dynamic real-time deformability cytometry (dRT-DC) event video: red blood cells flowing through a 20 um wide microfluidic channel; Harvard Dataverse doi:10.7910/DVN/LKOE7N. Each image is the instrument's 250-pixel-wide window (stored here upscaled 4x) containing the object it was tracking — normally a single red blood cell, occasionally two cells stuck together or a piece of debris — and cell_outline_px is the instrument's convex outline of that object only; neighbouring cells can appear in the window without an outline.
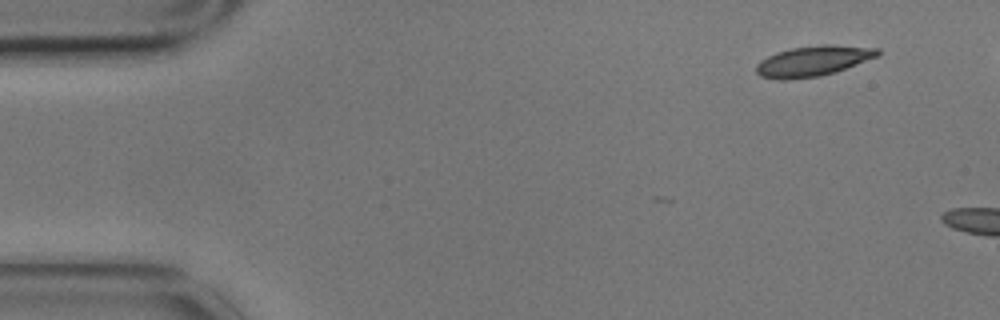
{"species": "common noctule bat (a hibernating species)", "species_latin": "Nyctalus noctula", "temperature_condition": "cold", "stored_images_in_passage": 3, "camera_frame_rate_fps": 3000, "um_per_image_px": 0.085, "animal": {"sex": "male", "body_mass_g": 17.9}, "frame": {"image": 1, "passage_image": 1, "time_ms": 0.0, "image_size_px": [1000, 320], "cell_outline_px": [[880, 56], [836, 72], [820, 76], [784, 80], [780, 80], [760, 76], [756, 72], [756, 64], [760, 60], [776, 52], [792, 48], [824, 44], [832, 44], [880, 48]], "centroid_in_image_um": [69.15, 5.18], "position_along_channel_um": 15.9, "area_um2": 21.73}}